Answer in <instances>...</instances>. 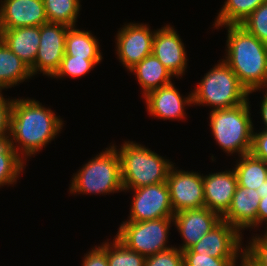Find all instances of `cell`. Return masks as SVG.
Instances as JSON below:
<instances>
[{
	"label": "cell",
	"instance_id": "cell-1",
	"mask_svg": "<svg viewBox=\"0 0 267 266\" xmlns=\"http://www.w3.org/2000/svg\"><path fill=\"white\" fill-rule=\"evenodd\" d=\"M63 124L54 111L49 107L45 108L39 101L29 98L14 99L8 141L27 161L28 156L32 157L45 148L60 133Z\"/></svg>",
	"mask_w": 267,
	"mask_h": 266
},
{
	"label": "cell",
	"instance_id": "cell-2",
	"mask_svg": "<svg viewBox=\"0 0 267 266\" xmlns=\"http://www.w3.org/2000/svg\"><path fill=\"white\" fill-rule=\"evenodd\" d=\"M226 26V27H225ZM227 28L226 57L223 59L249 92L267 87V44L248 33L240 25Z\"/></svg>",
	"mask_w": 267,
	"mask_h": 266
},
{
	"label": "cell",
	"instance_id": "cell-3",
	"mask_svg": "<svg viewBox=\"0 0 267 266\" xmlns=\"http://www.w3.org/2000/svg\"><path fill=\"white\" fill-rule=\"evenodd\" d=\"M123 191L166 182L173 163L145 146L126 141L117 149Z\"/></svg>",
	"mask_w": 267,
	"mask_h": 266
},
{
	"label": "cell",
	"instance_id": "cell-4",
	"mask_svg": "<svg viewBox=\"0 0 267 266\" xmlns=\"http://www.w3.org/2000/svg\"><path fill=\"white\" fill-rule=\"evenodd\" d=\"M249 100L228 109L210 111V127L214 140L227 154L239 157L251 151L254 126Z\"/></svg>",
	"mask_w": 267,
	"mask_h": 266
},
{
	"label": "cell",
	"instance_id": "cell-5",
	"mask_svg": "<svg viewBox=\"0 0 267 266\" xmlns=\"http://www.w3.org/2000/svg\"><path fill=\"white\" fill-rule=\"evenodd\" d=\"M205 74L192 93V104L214 109L233 108L248 100L249 92L223 60Z\"/></svg>",
	"mask_w": 267,
	"mask_h": 266
},
{
	"label": "cell",
	"instance_id": "cell-6",
	"mask_svg": "<svg viewBox=\"0 0 267 266\" xmlns=\"http://www.w3.org/2000/svg\"><path fill=\"white\" fill-rule=\"evenodd\" d=\"M70 193L110 194L123 191L119 154L114 145L88 161L71 179Z\"/></svg>",
	"mask_w": 267,
	"mask_h": 266
},
{
	"label": "cell",
	"instance_id": "cell-7",
	"mask_svg": "<svg viewBox=\"0 0 267 266\" xmlns=\"http://www.w3.org/2000/svg\"><path fill=\"white\" fill-rule=\"evenodd\" d=\"M173 217L142 222L125 221L119 227L116 238L128 249L149 257L171 247L167 244Z\"/></svg>",
	"mask_w": 267,
	"mask_h": 266
},
{
	"label": "cell",
	"instance_id": "cell-8",
	"mask_svg": "<svg viewBox=\"0 0 267 266\" xmlns=\"http://www.w3.org/2000/svg\"><path fill=\"white\" fill-rule=\"evenodd\" d=\"M68 27L62 23H46L40 26V44L34 64L30 67L32 75L39 71L43 75H55L65 55Z\"/></svg>",
	"mask_w": 267,
	"mask_h": 266
},
{
	"label": "cell",
	"instance_id": "cell-9",
	"mask_svg": "<svg viewBox=\"0 0 267 266\" xmlns=\"http://www.w3.org/2000/svg\"><path fill=\"white\" fill-rule=\"evenodd\" d=\"M241 233L222 220L189 250L182 252L204 254L214 258H238L240 256V266H244L245 249L241 246L243 240Z\"/></svg>",
	"mask_w": 267,
	"mask_h": 266
},
{
	"label": "cell",
	"instance_id": "cell-10",
	"mask_svg": "<svg viewBox=\"0 0 267 266\" xmlns=\"http://www.w3.org/2000/svg\"><path fill=\"white\" fill-rule=\"evenodd\" d=\"M132 191L134 197L128 221L142 222L174 216L166 182L135 188Z\"/></svg>",
	"mask_w": 267,
	"mask_h": 266
},
{
	"label": "cell",
	"instance_id": "cell-11",
	"mask_svg": "<svg viewBox=\"0 0 267 266\" xmlns=\"http://www.w3.org/2000/svg\"><path fill=\"white\" fill-rule=\"evenodd\" d=\"M176 169L173 164L166 180L174 214L204 207L203 174Z\"/></svg>",
	"mask_w": 267,
	"mask_h": 266
},
{
	"label": "cell",
	"instance_id": "cell-12",
	"mask_svg": "<svg viewBox=\"0 0 267 266\" xmlns=\"http://www.w3.org/2000/svg\"><path fill=\"white\" fill-rule=\"evenodd\" d=\"M155 31L147 24L128 23L116 36L117 58L129 71L142 59L152 54Z\"/></svg>",
	"mask_w": 267,
	"mask_h": 266
},
{
	"label": "cell",
	"instance_id": "cell-13",
	"mask_svg": "<svg viewBox=\"0 0 267 266\" xmlns=\"http://www.w3.org/2000/svg\"><path fill=\"white\" fill-rule=\"evenodd\" d=\"M221 221L222 217L219 214L210 211L205 206L176 212L173 216V224L184 241L179 249L181 251L189 250Z\"/></svg>",
	"mask_w": 267,
	"mask_h": 266
},
{
	"label": "cell",
	"instance_id": "cell-14",
	"mask_svg": "<svg viewBox=\"0 0 267 266\" xmlns=\"http://www.w3.org/2000/svg\"><path fill=\"white\" fill-rule=\"evenodd\" d=\"M152 53L173 76H180L187 68L184 43L173 26L165 25L155 31Z\"/></svg>",
	"mask_w": 267,
	"mask_h": 266
},
{
	"label": "cell",
	"instance_id": "cell-15",
	"mask_svg": "<svg viewBox=\"0 0 267 266\" xmlns=\"http://www.w3.org/2000/svg\"><path fill=\"white\" fill-rule=\"evenodd\" d=\"M0 29L48 23L43 0H1Z\"/></svg>",
	"mask_w": 267,
	"mask_h": 266
},
{
	"label": "cell",
	"instance_id": "cell-16",
	"mask_svg": "<svg viewBox=\"0 0 267 266\" xmlns=\"http://www.w3.org/2000/svg\"><path fill=\"white\" fill-rule=\"evenodd\" d=\"M144 98L149 114L164 120L184 119L185 105L192 104V93L182 97L173 83L148 92Z\"/></svg>",
	"mask_w": 267,
	"mask_h": 266
},
{
	"label": "cell",
	"instance_id": "cell-17",
	"mask_svg": "<svg viewBox=\"0 0 267 266\" xmlns=\"http://www.w3.org/2000/svg\"><path fill=\"white\" fill-rule=\"evenodd\" d=\"M205 207L221 217L228 211L237 187V176L232 169L203 176Z\"/></svg>",
	"mask_w": 267,
	"mask_h": 266
},
{
	"label": "cell",
	"instance_id": "cell-18",
	"mask_svg": "<svg viewBox=\"0 0 267 266\" xmlns=\"http://www.w3.org/2000/svg\"><path fill=\"white\" fill-rule=\"evenodd\" d=\"M261 197L257 190L236 187L228 211L222 216V220L228 222L239 232L245 228L257 227V210Z\"/></svg>",
	"mask_w": 267,
	"mask_h": 266
},
{
	"label": "cell",
	"instance_id": "cell-19",
	"mask_svg": "<svg viewBox=\"0 0 267 266\" xmlns=\"http://www.w3.org/2000/svg\"><path fill=\"white\" fill-rule=\"evenodd\" d=\"M0 39L29 67L34 64L40 44V26L0 29Z\"/></svg>",
	"mask_w": 267,
	"mask_h": 266
},
{
	"label": "cell",
	"instance_id": "cell-20",
	"mask_svg": "<svg viewBox=\"0 0 267 266\" xmlns=\"http://www.w3.org/2000/svg\"><path fill=\"white\" fill-rule=\"evenodd\" d=\"M135 73L137 81L143 90V97L150 91L166 86L170 83L172 73L163 64L150 54L129 70Z\"/></svg>",
	"mask_w": 267,
	"mask_h": 266
},
{
	"label": "cell",
	"instance_id": "cell-21",
	"mask_svg": "<svg viewBox=\"0 0 267 266\" xmlns=\"http://www.w3.org/2000/svg\"><path fill=\"white\" fill-rule=\"evenodd\" d=\"M32 76L30 67L0 39V92Z\"/></svg>",
	"mask_w": 267,
	"mask_h": 266
},
{
	"label": "cell",
	"instance_id": "cell-22",
	"mask_svg": "<svg viewBox=\"0 0 267 266\" xmlns=\"http://www.w3.org/2000/svg\"><path fill=\"white\" fill-rule=\"evenodd\" d=\"M68 27L65 54L86 60H102L98 39L90 31Z\"/></svg>",
	"mask_w": 267,
	"mask_h": 266
},
{
	"label": "cell",
	"instance_id": "cell-23",
	"mask_svg": "<svg viewBox=\"0 0 267 266\" xmlns=\"http://www.w3.org/2000/svg\"><path fill=\"white\" fill-rule=\"evenodd\" d=\"M238 186L257 190L267 179V163L254 157L251 153L240 156L233 167Z\"/></svg>",
	"mask_w": 267,
	"mask_h": 266
},
{
	"label": "cell",
	"instance_id": "cell-24",
	"mask_svg": "<svg viewBox=\"0 0 267 266\" xmlns=\"http://www.w3.org/2000/svg\"><path fill=\"white\" fill-rule=\"evenodd\" d=\"M265 1L267 0H226L213 25L216 28L239 25Z\"/></svg>",
	"mask_w": 267,
	"mask_h": 266
},
{
	"label": "cell",
	"instance_id": "cell-25",
	"mask_svg": "<svg viewBox=\"0 0 267 266\" xmlns=\"http://www.w3.org/2000/svg\"><path fill=\"white\" fill-rule=\"evenodd\" d=\"M24 160L8 140L0 143V187L16 183L24 169Z\"/></svg>",
	"mask_w": 267,
	"mask_h": 266
},
{
	"label": "cell",
	"instance_id": "cell-26",
	"mask_svg": "<svg viewBox=\"0 0 267 266\" xmlns=\"http://www.w3.org/2000/svg\"><path fill=\"white\" fill-rule=\"evenodd\" d=\"M48 23L75 26L80 12L79 0H43Z\"/></svg>",
	"mask_w": 267,
	"mask_h": 266
},
{
	"label": "cell",
	"instance_id": "cell-27",
	"mask_svg": "<svg viewBox=\"0 0 267 266\" xmlns=\"http://www.w3.org/2000/svg\"><path fill=\"white\" fill-rule=\"evenodd\" d=\"M107 261L109 266H145L146 257L114 237L113 242H107Z\"/></svg>",
	"mask_w": 267,
	"mask_h": 266
},
{
	"label": "cell",
	"instance_id": "cell-28",
	"mask_svg": "<svg viewBox=\"0 0 267 266\" xmlns=\"http://www.w3.org/2000/svg\"><path fill=\"white\" fill-rule=\"evenodd\" d=\"M101 60H86L76 56L64 55L61 61L60 68L55 73L53 78H62L64 76H70L72 78H78L84 76L86 73L92 70Z\"/></svg>",
	"mask_w": 267,
	"mask_h": 266
},
{
	"label": "cell",
	"instance_id": "cell-29",
	"mask_svg": "<svg viewBox=\"0 0 267 266\" xmlns=\"http://www.w3.org/2000/svg\"><path fill=\"white\" fill-rule=\"evenodd\" d=\"M239 25L261 42L267 44V1L257 7Z\"/></svg>",
	"mask_w": 267,
	"mask_h": 266
},
{
	"label": "cell",
	"instance_id": "cell-30",
	"mask_svg": "<svg viewBox=\"0 0 267 266\" xmlns=\"http://www.w3.org/2000/svg\"><path fill=\"white\" fill-rule=\"evenodd\" d=\"M245 246L244 266H267V232L256 234Z\"/></svg>",
	"mask_w": 267,
	"mask_h": 266
},
{
	"label": "cell",
	"instance_id": "cell-31",
	"mask_svg": "<svg viewBox=\"0 0 267 266\" xmlns=\"http://www.w3.org/2000/svg\"><path fill=\"white\" fill-rule=\"evenodd\" d=\"M145 266H184L183 252L171 246V248L146 257Z\"/></svg>",
	"mask_w": 267,
	"mask_h": 266
},
{
	"label": "cell",
	"instance_id": "cell-32",
	"mask_svg": "<svg viewBox=\"0 0 267 266\" xmlns=\"http://www.w3.org/2000/svg\"><path fill=\"white\" fill-rule=\"evenodd\" d=\"M184 266H235L238 258H214L198 253H183Z\"/></svg>",
	"mask_w": 267,
	"mask_h": 266
},
{
	"label": "cell",
	"instance_id": "cell-33",
	"mask_svg": "<svg viewBox=\"0 0 267 266\" xmlns=\"http://www.w3.org/2000/svg\"><path fill=\"white\" fill-rule=\"evenodd\" d=\"M14 99H6L0 92V143L9 139L10 118Z\"/></svg>",
	"mask_w": 267,
	"mask_h": 266
},
{
	"label": "cell",
	"instance_id": "cell-34",
	"mask_svg": "<svg viewBox=\"0 0 267 266\" xmlns=\"http://www.w3.org/2000/svg\"><path fill=\"white\" fill-rule=\"evenodd\" d=\"M82 266H109L107 261V242L102 245L93 247L82 261Z\"/></svg>",
	"mask_w": 267,
	"mask_h": 266
},
{
	"label": "cell",
	"instance_id": "cell-35",
	"mask_svg": "<svg viewBox=\"0 0 267 266\" xmlns=\"http://www.w3.org/2000/svg\"><path fill=\"white\" fill-rule=\"evenodd\" d=\"M250 153L267 163V130L253 131L252 146Z\"/></svg>",
	"mask_w": 267,
	"mask_h": 266
},
{
	"label": "cell",
	"instance_id": "cell-36",
	"mask_svg": "<svg viewBox=\"0 0 267 266\" xmlns=\"http://www.w3.org/2000/svg\"><path fill=\"white\" fill-rule=\"evenodd\" d=\"M263 222H267V194H261V200L257 210V227Z\"/></svg>",
	"mask_w": 267,
	"mask_h": 266
},
{
	"label": "cell",
	"instance_id": "cell-37",
	"mask_svg": "<svg viewBox=\"0 0 267 266\" xmlns=\"http://www.w3.org/2000/svg\"><path fill=\"white\" fill-rule=\"evenodd\" d=\"M261 107H260V114L262 117V120L265 124V129L263 130H267V90L265 91V94L263 96V100L261 101Z\"/></svg>",
	"mask_w": 267,
	"mask_h": 266
},
{
	"label": "cell",
	"instance_id": "cell-38",
	"mask_svg": "<svg viewBox=\"0 0 267 266\" xmlns=\"http://www.w3.org/2000/svg\"><path fill=\"white\" fill-rule=\"evenodd\" d=\"M257 193L261 197V194H267V179L263 182V185L257 189Z\"/></svg>",
	"mask_w": 267,
	"mask_h": 266
}]
</instances>
